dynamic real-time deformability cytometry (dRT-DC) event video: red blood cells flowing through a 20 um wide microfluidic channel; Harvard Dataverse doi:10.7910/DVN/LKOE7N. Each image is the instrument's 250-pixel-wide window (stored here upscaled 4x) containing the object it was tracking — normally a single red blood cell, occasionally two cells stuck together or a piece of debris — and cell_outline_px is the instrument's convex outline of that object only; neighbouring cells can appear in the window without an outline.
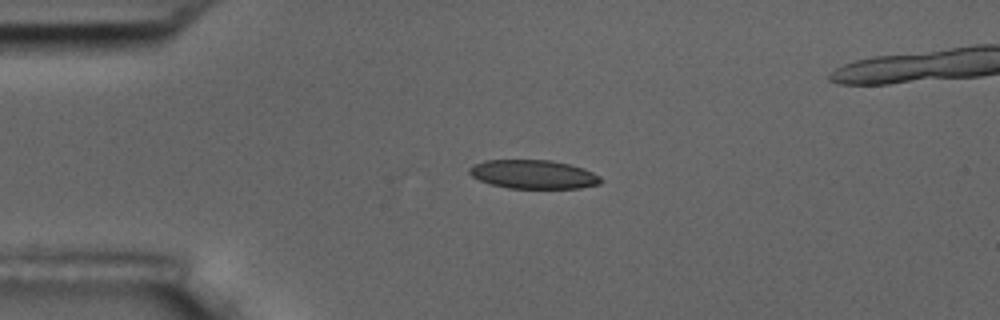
{"species": "common noctule bat (a hibernating species)", "species_latin": "Nyctalus noctula", "temperature_condition": "room temperature", "stored_images_in_passage": 5, "camera_frame_rate_fps": 3000, "um_per_image_px": 0.085, "animal": {"sex": "male", "body_mass_g": 17.5, "forearm_length_mm": 52.3}, "frame": {"image": 1, "passage_image": 5, "time_ms": 5.667, "image_size_px": [1000, 320], "cell_outline_px": [[604, 180], [600, 184], [580, 188], [508, 188], [492, 184], [480, 180], [472, 176], [468, 172], [468, 168], [472, 164], [484, 160], [552, 160], [584, 168], [600, 176]], "centroid_in_image_um": [45.34, 14.81], "position_along_channel_um": 39.7, "area_um2": 22.14}}